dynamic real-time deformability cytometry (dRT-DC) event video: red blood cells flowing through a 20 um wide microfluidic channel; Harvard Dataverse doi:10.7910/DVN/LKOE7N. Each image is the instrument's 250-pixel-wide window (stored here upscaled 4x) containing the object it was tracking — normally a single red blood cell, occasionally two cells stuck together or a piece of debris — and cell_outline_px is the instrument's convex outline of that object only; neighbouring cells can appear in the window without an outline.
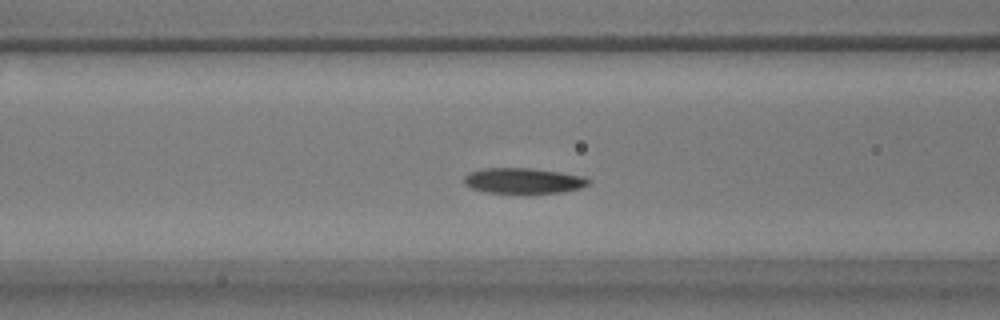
{"species": "common noctule bat (a hibernating species)", "species_latin": "Nyctalus noctula", "temperature_condition": "warm", "stored_images_in_passage": 54, "camera_frame_rate_fps": 3000, "um_per_image_px": 0.085, "animal": {"sex": "male", "body_mass_g": 17.9}, "frame": {"image": 1, "passage_image": 18, "time_ms": 5.667, "image_size_px": [1000, 320], "cell_outline_px": [[592, 180], [588, 184], [580, 188], [564, 192], [532, 196], [528, 196], [488, 192], [472, 188], [464, 184], [464, 176], [468, 172], [484, 168], [532, 168], [560, 172], [584, 176]], "centroid_in_image_um": [44.51, 15.4], "position_along_channel_um": 122.1, "area_um2": 19.48}}
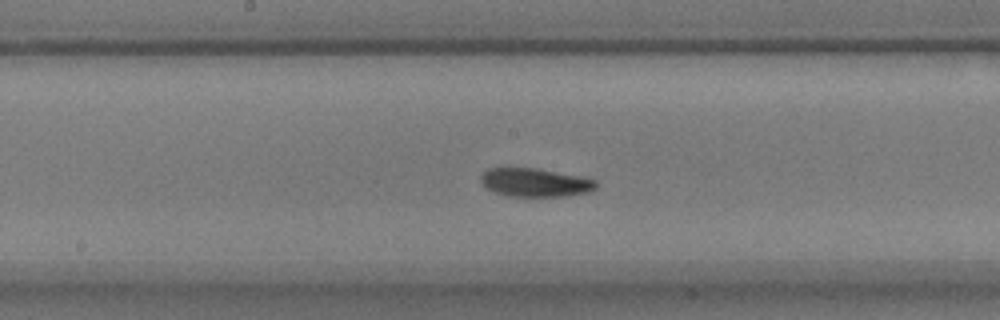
{"frame": {"image": 2, "passage_image": 25, "time_ms": 8.0, "image_size_px": [1000, 320], "cell_outline_px": [[596, 188], [592, 192], [564, 196], [508, 196], [492, 192], [480, 180], [480, 176], [488, 168], [504, 164], [532, 168], [584, 176], [596, 180]], "centroid_in_image_um": [45.44, 15.47], "position_along_channel_um": 202.8, "area_um2": 19.83}}
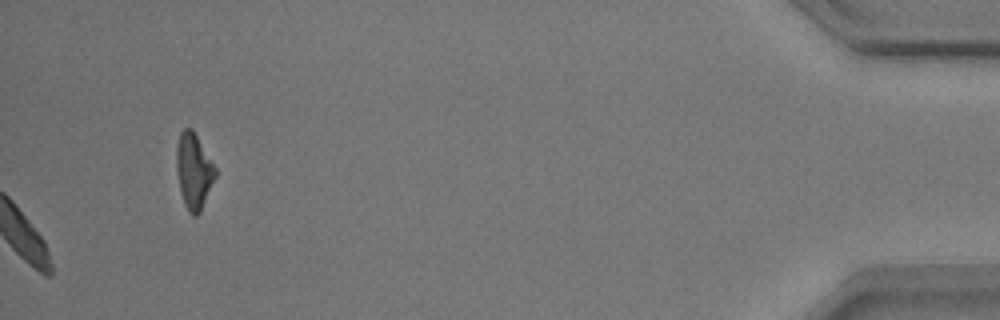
{"frame": {"image": 3, "passage_image": 54, "time_ms": 17.667, "image_size_px": [1000, 320], "cell_outline_px": [[216, 176], [200, 212], [196, 216], [192, 216], [188, 212], [184, 204], [180, 192], [176, 168], [176, 148], [180, 132], [184, 128], [192, 128], [216, 168]], "centroid_in_image_um": [16.45, 14.55], "position_along_channel_um": 418.7, "area_um2": 17.11}, "authors_computed_cell_mechanics": {"area_um2": 18.8717, "velocity_mm_per_s": 3.4551, "shape_relaxation_time_tau1_ms": 1.6882, "shape_relaxation_time_tau2_ms": 6.8126, "deformation_change_tau1": 0.0814, "deformation_change_tau2": 0.1343}}